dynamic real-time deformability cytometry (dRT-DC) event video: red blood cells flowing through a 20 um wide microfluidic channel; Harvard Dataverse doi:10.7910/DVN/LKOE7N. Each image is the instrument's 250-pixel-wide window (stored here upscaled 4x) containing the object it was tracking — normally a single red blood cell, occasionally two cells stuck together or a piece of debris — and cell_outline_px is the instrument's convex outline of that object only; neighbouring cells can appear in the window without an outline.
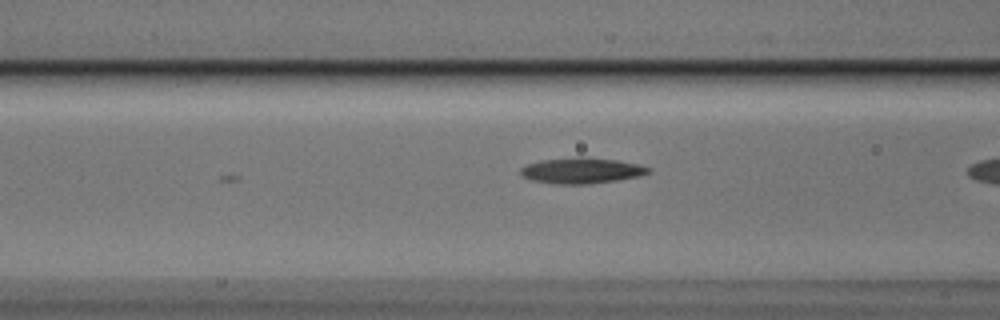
{"species": "Egyptian fruit bat (a non-hibernating species)", "species_latin": "Rousettus aegyptiacus", "temperature_condition": "cold", "stored_images_in_passage": 6, "camera_frame_rate_fps": 3000, "um_per_image_px": 0.085, "animal": {"sex": "male"}, "frame": {"image": 1, "passage_image": 5, "time_ms": 1.333, "image_size_px": [1000, 320], "cell_outline_px": [[652, 172], [640, 176], [616, 180], [588, 184], [552, 184], [532, 180], [524, 176], [520, 172], [520, 168], [528, 164], [540, 160], [580, 156], [616, 160], [640, 164], [652, 168]], "centroid_in_image_um": [49.47, 14.49], "position_along_channel_um": 117.1, "area_um2": 19.36}}